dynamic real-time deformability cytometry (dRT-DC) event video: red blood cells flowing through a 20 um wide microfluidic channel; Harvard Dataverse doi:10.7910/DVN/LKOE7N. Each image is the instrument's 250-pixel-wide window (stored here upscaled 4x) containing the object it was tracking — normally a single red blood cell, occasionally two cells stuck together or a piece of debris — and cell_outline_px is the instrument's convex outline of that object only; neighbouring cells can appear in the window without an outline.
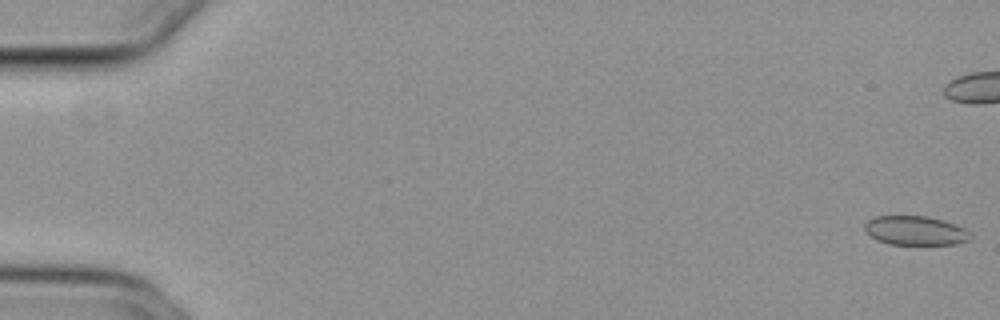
{"species": "common noctule bat (a hibernating species)", "species_latin": "Nyctalus noctula", "temperature_condition": "cold", "stored_images_in_passage": 56, "camera_frame_rate_fps": 3000, "um_per_image_px": 0.085, "animal": {"sex": "female", "body_mass_g": 29.2, "forearm_length_mm": 56.3}, "frame": {"image": 1, "passage_image": 1, "time_ms": 0.0, "image_size_px": [1000, 320], "cell_outline_px": [[972, 236], [968, 240], [956, 244], [888, 244], [876, 240], [864, 228], [864, 224], [868, 220], [876, 216], [928, 216], [944, 220], [964, 228]], "centroid_in_image_um": [77.8, 19.59], "position_along_channel_um": 7.2, "area_um2": 17.86}}
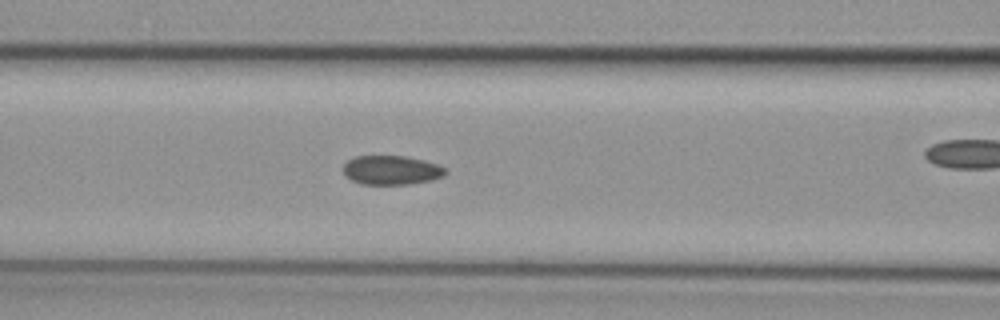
{"frame": {"image": 2, "passage_image": 24, "time_ms": 7.667, "image_size_px": [1000, 320], "cell_outline_px": [[448, 172], [444, 176], [432, 180], [408, 184], [360, 184], [352, 180], [344, 172], [344, 164], [348, 160], [356, 156], [404, 156], [424, 160], [436, 164], [444, 168]], "centroid_in_image_um": [33.29, 14.46], "position_along_channel_um": 133.3, "area_um2": 17.22}}
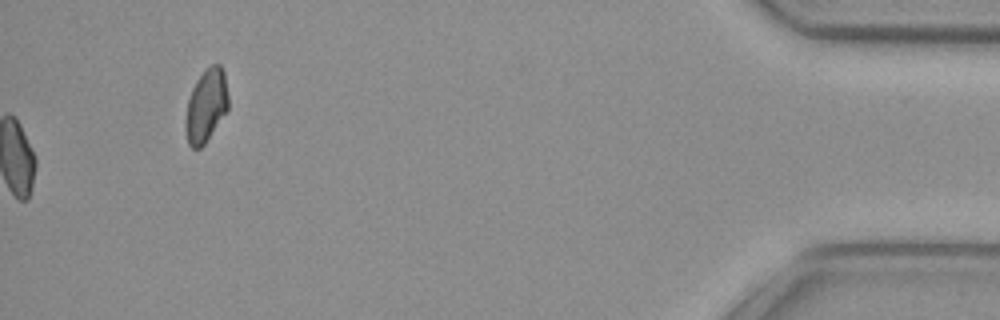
{"frame": {"image": 3, "passage_image": 56, "time_ms": 18.333, "image_size_px": [1000, 320], "cell_outline_px": [[228, 108], [204, 144], [200, 148], [192, 148], [188, 144], [184, 128], [184, 120], [188, 100], [192, 88], [196, 80], [204, 68], [212, 64], [220, 64], [224, 72], [228, 96]], "centroid_in_image_um": [17.49, 8.96], "position_along_channel_um": 417.7, "area_um2": 18.26}, "authors_computed_cell_mechanics": {"area_um2": 17.9758, "velocity_mm_per_s": 3.7931, "shape_relaxation_time_tau1_ms": 8.6314, "shape_relaxation_time_tau2_ms": 2.5321, "deformation_change_tau1": 0.1022, "deformation_change_tau2": 0.0548}}